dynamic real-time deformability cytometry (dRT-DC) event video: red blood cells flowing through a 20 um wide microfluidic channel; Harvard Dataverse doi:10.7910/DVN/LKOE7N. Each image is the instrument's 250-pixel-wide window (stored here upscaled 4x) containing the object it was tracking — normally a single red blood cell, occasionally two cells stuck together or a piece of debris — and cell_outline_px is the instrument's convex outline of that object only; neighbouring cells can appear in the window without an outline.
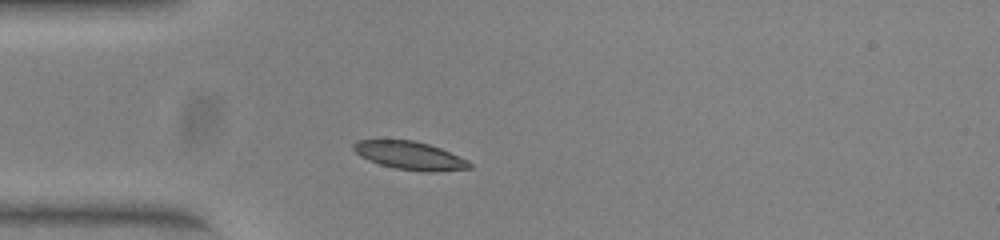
{"species": "common noctule bat (a hibernating species)", "species_latin": "Nyctalus noctula", "temperature_condition": "warm", "stored_images_in_passage": 39, "camera_frame_rate_fps": 3000, "um_per_image_px": 0.085, "animal": {"sex": "female", "body_mass_g": 23.0, "forearm_length_mm": 53.4}, "frame": {"image": 1, "passage_image": 1, "time_ms": 0.0, "image_size_px": [1000, 240], "cell_outline_px": [[472, 168], [432, 172], [424, 172], [396, 168], [380, 164], [368, 160], [360, 156], [352, 148], [352, 144], [356, 140], [412, 140], [428, 144], [440, 148], [468, 160], [472, 164]], "centroid_in_image_um": [34.83, 13.22], "position_along_channel_um": 50.2, "area_um2": 18.96}}
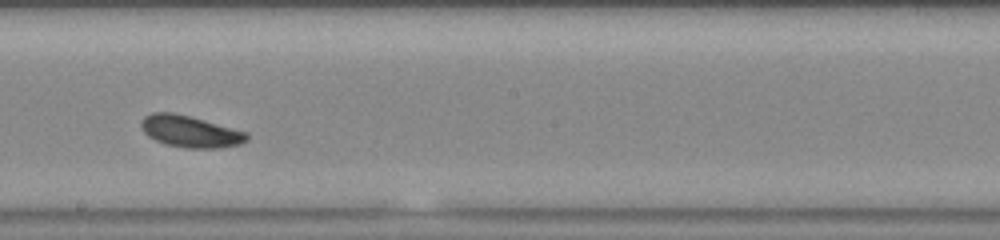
{"frame": {"image": 2, "passage_image": 16, "time_ms": 5.0, "image_size_px": [1000, 240], "cell_outline_px": [[248, 140], [240, 144], [220, 148], [188, 148], [164, 144], [148, 136], [140, 128], [140, 120], [144, 116], [152, 112], [172, 112], [188, 116], [248, 132]], "centroid_in_image_um": [16.14, 11.17], "position_along_channel_um": 232.1, "area_um2": 19.54}}
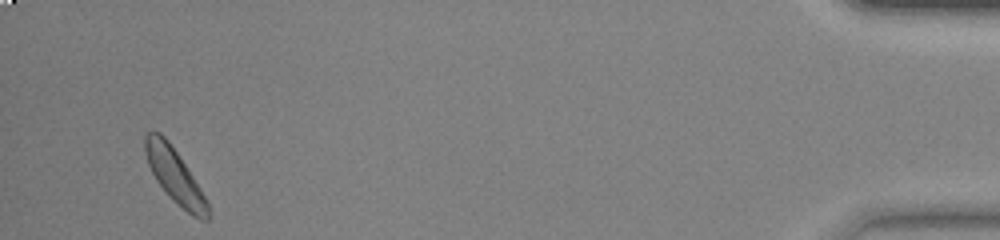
{"frame": {"image": 3, "passage_image": 37, "time_ms": 12.0, "image_size_px": [1000, 240], "cell_outline_px": [[208, 220], [200, 220], [192, 216], [156, 180], [148, 164], [144, 152], [144, 136], [148, 132], [160, 132], [168, 140], [208, 200]], "centroid_in_image_um": [14.84, 14.9], "position_along_channel_um": 420.4, "area_um2": 19.02}}